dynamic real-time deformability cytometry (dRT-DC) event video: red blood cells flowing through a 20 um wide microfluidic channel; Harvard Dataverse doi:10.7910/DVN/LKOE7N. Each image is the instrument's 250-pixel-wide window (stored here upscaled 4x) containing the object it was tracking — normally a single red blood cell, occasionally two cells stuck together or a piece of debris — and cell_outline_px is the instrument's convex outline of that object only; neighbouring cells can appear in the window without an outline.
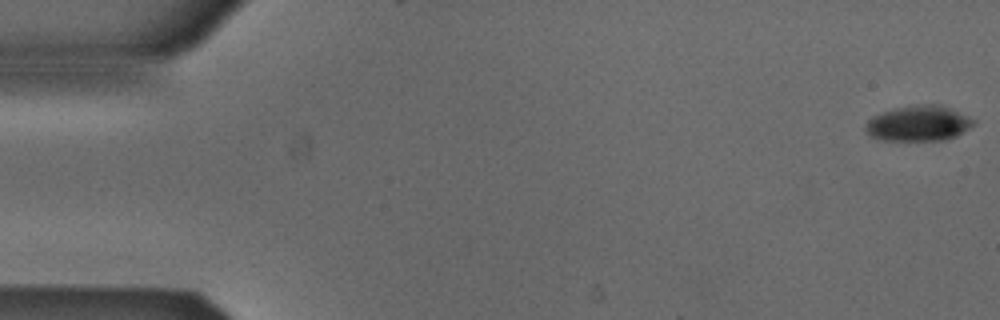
{"species": "Egyptian fruit bat (a non-hibernating species)", "species_latin": "Rousettus aegyptiacus", "temperature_condition": "cold", "stored_images_in_passage": 53, "camera_frame_rate_fps": 3000, "um_per_image_px": 0.085, "animal": {"sex": "male"}, "frame": {"image": 1, "passage_image": 1, "time_ms": 0.0, "image_size_px": [1000, 320], "cell_outline_px": [[976, 124], [956, 136], [944, 140], [884, 140], [872, 136], [864, 128], [868, 120], [872, 116], [880, 112], [896, 108], [916, 104], [940, 104], [968, 116], [976, 120]], "centroid_in_image_um": [78.1, 10.47], "position_along_channel_um": 6.9, "area_um2": 22.31}}
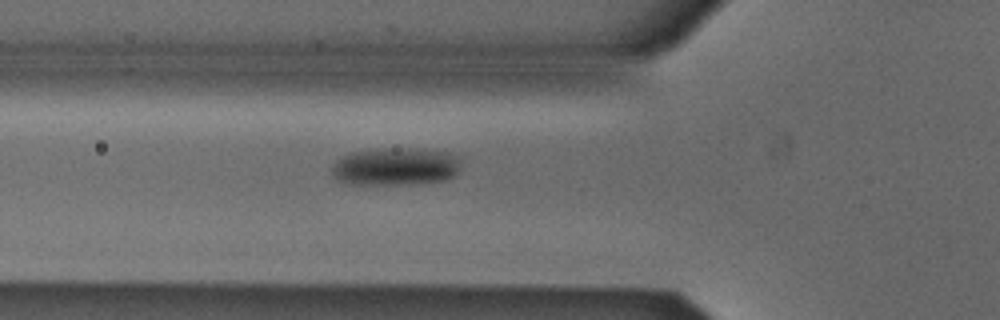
{"frame": {"image": 2, "passage_image": 19, "time_ms": 6.0, "image_size_px": [1000, 320], "cell_outline_px": [[460, 160], [456, 172], [452, 176], [444, 180], [424, 184], [348, 184], [336, 180], [332, 176], [332, 164], [336, 160], [352, 152], [384, 148], [400, 148], [448, 152], [456, 156]], "centroid_in_image_um": [33.57, 14.17], "position_along_channel_um": 92.2, "area_um2": 28.38}}
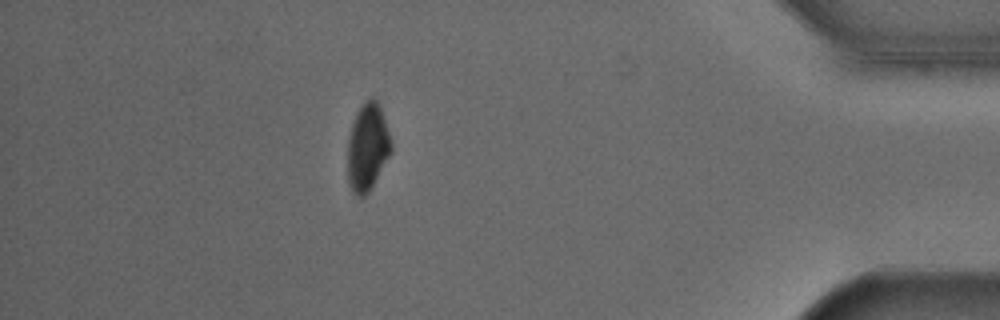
{"frame": {"image": 3, "passage_image": 47, "time_ms": 15.333, "image_size_px": [1000, 320], "cell_outline_px": [[392, 152], [368, 192], [364, 196], [356, 196], [348, 184], [348, 140], [352, 124], [356, 112], [364, 100], [372, 96], [380, 104], [392, 144]], "centroid_in_image_um": [31.24, 12.47], "position_along_channel_um": 404.0, "area_um2": 22.2}, "authors_computed_cell_mechanics": {"area_um2": 24.9118, "velocity_mm_per_s": 3.866, "shape_relaxation_time_tau1_ms": 2.2873, "shape_relaxation_time_tau2_ms": null, "deformation_change_tau1": 0.0692, "deformation_change_tau2": null}}